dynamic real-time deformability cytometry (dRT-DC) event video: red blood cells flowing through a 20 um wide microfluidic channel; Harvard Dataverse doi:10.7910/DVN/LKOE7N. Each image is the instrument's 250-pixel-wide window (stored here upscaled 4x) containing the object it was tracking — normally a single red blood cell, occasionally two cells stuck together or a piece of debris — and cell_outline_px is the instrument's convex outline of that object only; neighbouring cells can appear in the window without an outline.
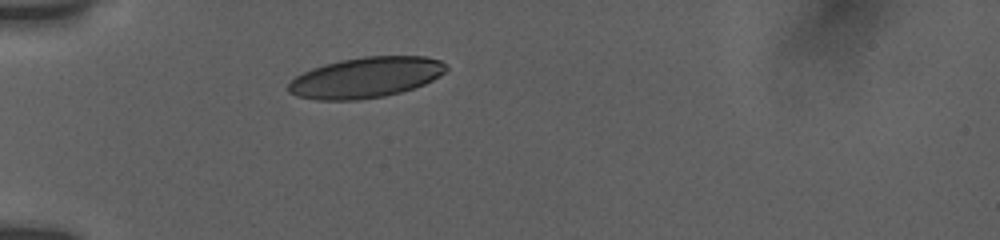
{"species": "human", "species_latin": "Homo sapiens", "temperature_condition": "room temperature", "stored_images_in_passage": 22, "camera_frame_rate_fps": 3000, "um_per_image_px": 0.085, "donor": {"sex": "female"}, "frame": {"image": 1, "passage_image": 1, "time_ms": 0.0, "image_size_px": [1000, 240], "cell_outline_px": [[448, 68], [440, 76], [424, 84], [400, 92], [384, 96], [360, 100], [316, 100], [296, 96], [288, 92], [288, 84], [296, 76], [312, 68], [324, 64], [340, 60], [364, 56], [428, 56], [440, 60], [448, 64]], "centroid_in_image_um": [31.1, 6.58], "position_along_channel_um": 53.9, "area_um2": 37.51}}
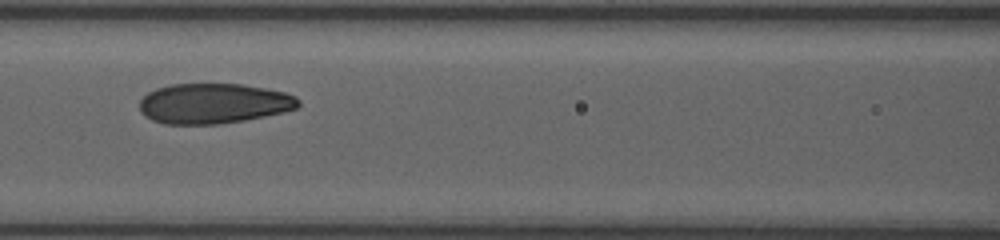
{"frame": {"image": 2, "passage_image": 16, "time_ms": 3.0, "image_size_px": [1000, 240], "cell_outline_px": [[300, 104], [296, 108], [264, 116], [244, 120], [216, 124], [164, 124], [152, 120], [140, 108], [140, 100], [148, 92], [156, 88], [172, 84], [244, 84], [284, 92], [296, 96], [300, 100]], "centroid_in_image_um": [18.16, 8.79], "position_along_channel_um": 148.4, "area_um2": 36.93}}
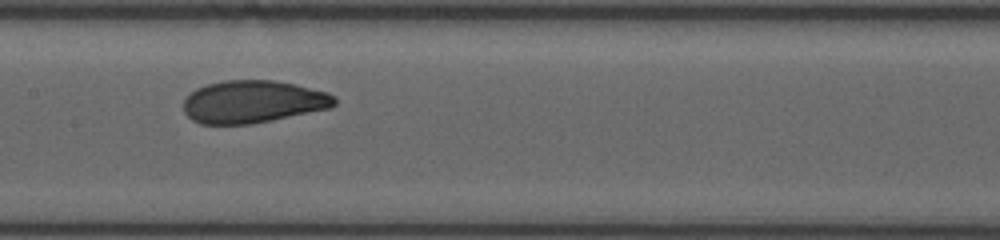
{"frame": {"image": 3, "passage_image": 21, "time_ms": 4.0, "image_size_px": [1000, 240], "cell_outline_px": [[336, 104], [332, 108], [252, 124], [200, 124], [192, 120], [184, 112], [184, 100], [196, 88], [208, 84], [224, 80], [272, 80], [296, 84], [328, 92], [336, 96]], "centroid_in_image_um": [21.54, 8.65], "position_along_channel_um": 185.9, "area_um2": 37.63}}